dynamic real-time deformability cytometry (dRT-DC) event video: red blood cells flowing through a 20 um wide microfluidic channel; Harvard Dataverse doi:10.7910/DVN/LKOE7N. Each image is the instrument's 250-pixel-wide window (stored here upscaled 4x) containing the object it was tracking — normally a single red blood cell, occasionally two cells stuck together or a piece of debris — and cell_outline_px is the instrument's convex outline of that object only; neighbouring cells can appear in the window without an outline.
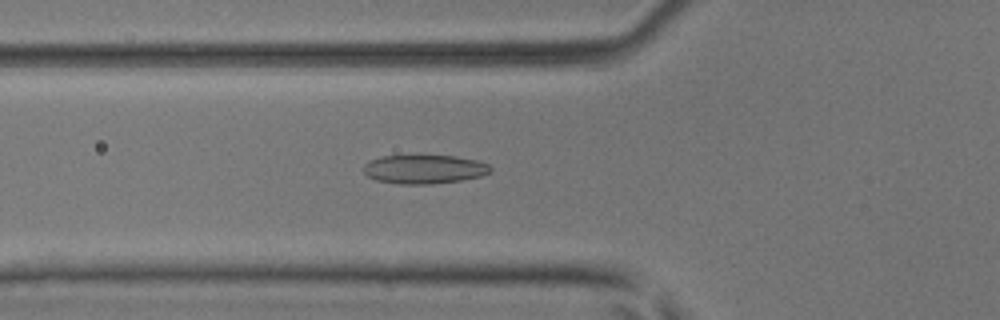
{"species": "common noctule bat (a hibernating species)", "species_latin": "Nyctalus noctula", "temperature_condition": "room temperature", "stored_images_in_passage": 42, "camera_frame_rate_fps": 3000, "um_per_image_px": 0.085, "animal": {"sex": "male", "body_mass_g": 17.9, "forearm_length_mm": 54.2}, "frame": {"image": 1, "passage_image": 9, "time_ms": 2.667, "image_size_px": [1000, 320], "cell_outline_px": [[492, 172], [480, 176], [460, 180], [432, 184], [400, 184], [376, 180], [368, 176], [364, 172], [364, 164], [368, 160], [384, 156], [456, 156], [476, 160], [488, 164], [492, 168]], "centroid_in_image_um": [36.06, 14.38], "position_along_channel_um": 89.7, "area_um2": 21.27}}
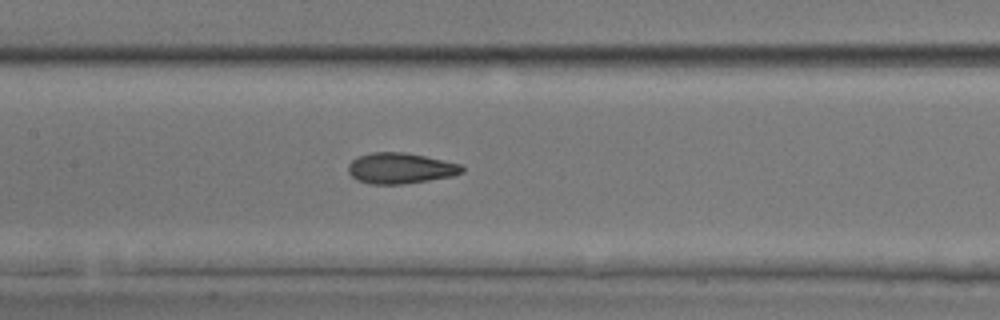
{"frame": {"image": 2, "passage_image": 15, "time_ms": 4.667, "image_size_px": [1000, 320], "cell_outline_px": [[464, 172], [452, 176], [428, 180], [400, 184], [368, 184], [356, 180], [348, 172], [348, 164], [352, 160], [360, 156], [372, 152], [404, 152], [424, 156], [460, 164], [464, 168]], "centroid_in_image_um": [34.01, 14.3], "position_along_channel_um": 173.4, "area_um2": 20.29}}
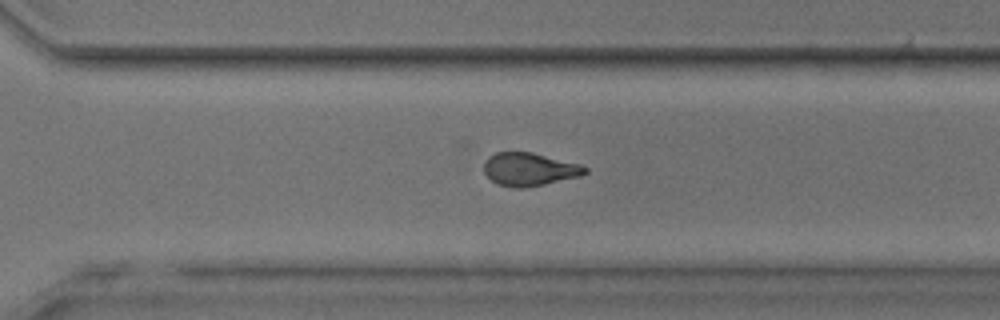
{"frame": {"image": 3, "passage_image": 26, "time_ms": 8.333, "image_size_px": [1000, 320], "cell_outline_px": [[588, 172], [580, 176], [544, 184], [524, 188], [516, 188], [496, 184], [484, 172], [484, 160], [488, 156], [496, 152], [532, 152], [580, 164], [588, 168]], "centroid_in_image_um": [44.98, 14.38], "position_along_channel_um": 325.6, "area_um2": 19.54}, "authors_computed_cell_mechanics": {"area_um2": 19.9988, "velocity_mm_per_s": 4.1665, "shape_relaxation_time_tau1_ms": 9.8149, "shape_relaxation_time_tau2_ms": 1.5796, "deformation_change_tau1": 0.2168, "deformation_change_tau2": 0.0961}}